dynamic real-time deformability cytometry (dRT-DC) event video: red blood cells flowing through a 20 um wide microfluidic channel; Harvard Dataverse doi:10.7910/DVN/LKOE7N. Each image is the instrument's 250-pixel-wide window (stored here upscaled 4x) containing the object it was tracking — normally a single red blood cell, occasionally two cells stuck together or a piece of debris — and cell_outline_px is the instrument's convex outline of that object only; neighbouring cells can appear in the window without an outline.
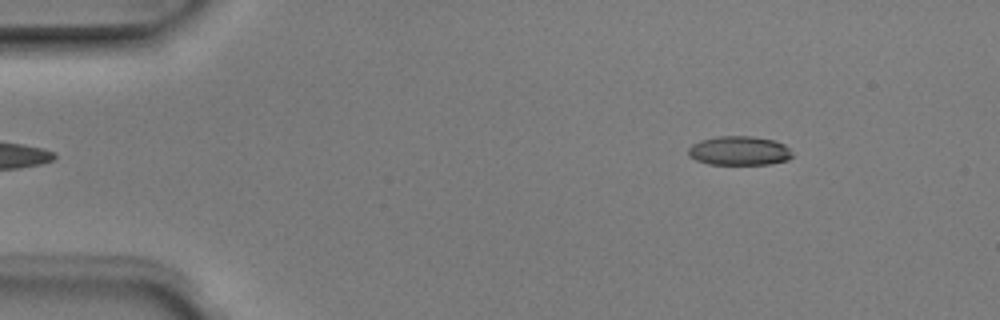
{"species": "Egyptian fruit bat (a non-hibernating species)", "species_latin": "Rousettus aegyptiacus", "temperature_condition": "room temperature", "stored_images_in_passage": 5, "camera_frame_rate_fps": 3000, "um_per_image_px": 0.085, "animal": {"sex": "male"}, "frame": {"image": 1, "passage_image": 5, "time_ms": 1.333, "image_size_px": [1000, 320], "cell_outline_px": [[792, 156], [788, 160], [772, 164], [708, 164], [696, 160], [688, 156], [688, 148], [692, 144], [700, 140], [716, 136], [752, 136], [772, 140], [784, 144], [792, 152]], "centroid_in_image_um": [62.81, 12.81], "position_along_channel_um": 22.2, "area_um2": 17.74}}